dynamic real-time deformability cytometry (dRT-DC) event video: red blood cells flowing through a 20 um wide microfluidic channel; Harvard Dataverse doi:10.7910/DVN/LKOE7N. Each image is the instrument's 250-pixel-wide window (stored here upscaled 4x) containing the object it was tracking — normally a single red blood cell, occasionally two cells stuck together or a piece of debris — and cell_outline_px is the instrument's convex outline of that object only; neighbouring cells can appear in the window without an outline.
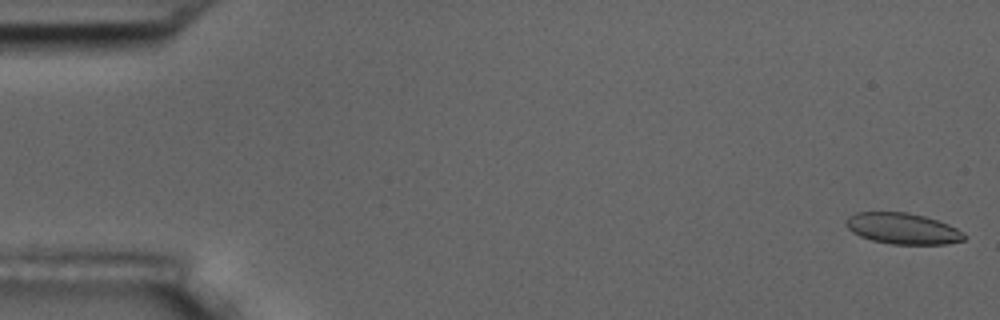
{"species": "common noctule bat (a hibernating species)", "species_latin": "Nyctalus noctula", "temperature_condition": "room temperature", "stored_images_in_passage": 16, "camera_frame_rate_fps": 3000, "um_per_image_px": 0.085, "animal": {"sex": "male", "body_mass_g": 17.5, "forearm_length_mm": 52.3}, "frame": {"image": 1, "passage_image": 1, "time_ms": 0.0, "image_size_px": [1000, 320], "cell_outline_px": [[968, 236], [964, 240], [944, 244], [892, 244], [872, 240], [860, 236], [852, 232], [844, 224], [848, 216], [856, 212], [908, 212], [924, 216], [948, 224], [956, 228]], "centroid_in_image_um": [76.71, 19.42], "position_along_channel_um": 8.3, "area_um2": 21.39}}